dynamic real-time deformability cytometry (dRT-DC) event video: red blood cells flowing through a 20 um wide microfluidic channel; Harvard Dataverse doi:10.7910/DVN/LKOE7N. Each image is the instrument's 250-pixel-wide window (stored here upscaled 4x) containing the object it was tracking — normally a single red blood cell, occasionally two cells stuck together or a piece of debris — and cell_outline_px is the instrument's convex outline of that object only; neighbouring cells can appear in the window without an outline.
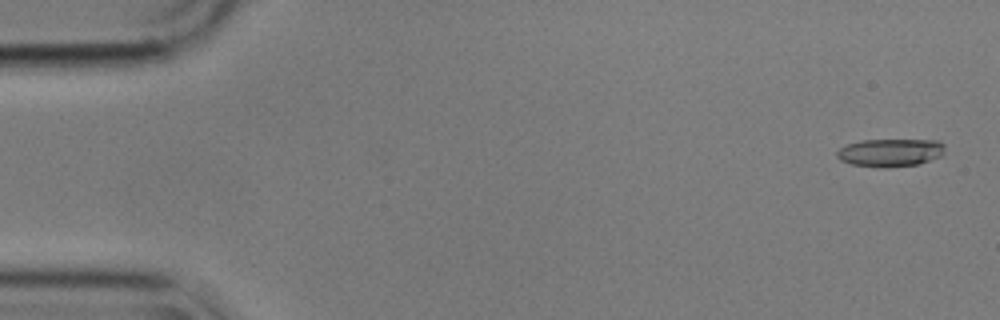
{"species": "common noctule bat (a hibernating species)", "species_latin": "Nyctalus noctula", "temperature_condition": "cold", "stored_images_in_passage": 10, "camera_frame_rate_fps": 3000, "um_per_image_px": 0.085, "animal": {"sex": "male", "body_mass_g": 17.9}, "frame": {"image": 1, "passage_image": 2, "time_ms": 0.333, "image_size_px": [1000, 320], "cell_outline_px": [[944, 152], [940, 156], [916, 164], [876, 168], [852, 164], [840, 160], [836, 156], [836, 152], [840, 148], [848, 144], [860, 140], [940, 140], [944, 144]], "centroid_in_image_um": [75.65, 12.96], "position_along_channel_um": 9.4, "area_um2": 17.46}}